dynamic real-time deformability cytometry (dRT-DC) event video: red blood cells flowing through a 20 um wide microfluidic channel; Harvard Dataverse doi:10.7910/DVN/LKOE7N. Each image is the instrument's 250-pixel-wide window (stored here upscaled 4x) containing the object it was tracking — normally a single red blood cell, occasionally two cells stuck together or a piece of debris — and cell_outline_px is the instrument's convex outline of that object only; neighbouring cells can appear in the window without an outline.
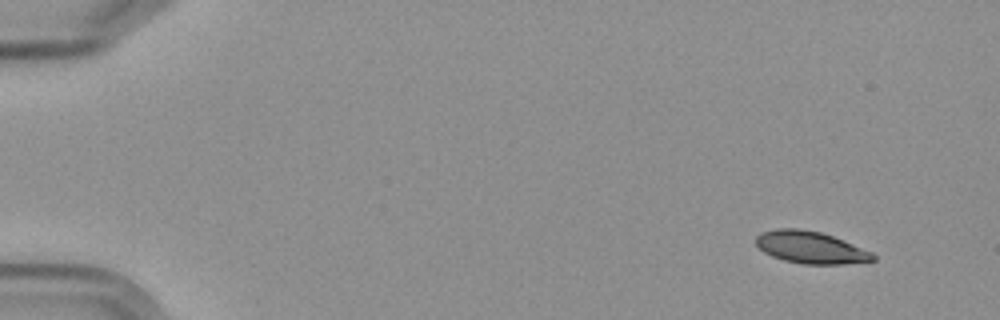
{"species": "Egyptian fruit bat (a non-hibernating species)", "species_latin": "Rousettus aegyptiacus", "temperature_condition": "cold", "stored_images_in_passage": 5, "camera_frame_rate_fps": 3000, "um_per_image_px": 0.085, "frame": {"image": 1, "passage_image": 1, "time_ms": 0.0, "image_size_px": [1000, 320], "cell_outline_px": [[876, 260], [844, 264], [804, 264], [784, 260], [772, 256], [764, 252], [756, 244], [756, 236], [760, 232], [776, 228], [796, 228], [820, 232], [844, 240], [872, 252], [876, 256]], "centroid_in_image_um": [68.9, 21.02], "position_along_channel_um": 16.1, "area_um2": 21.91}}
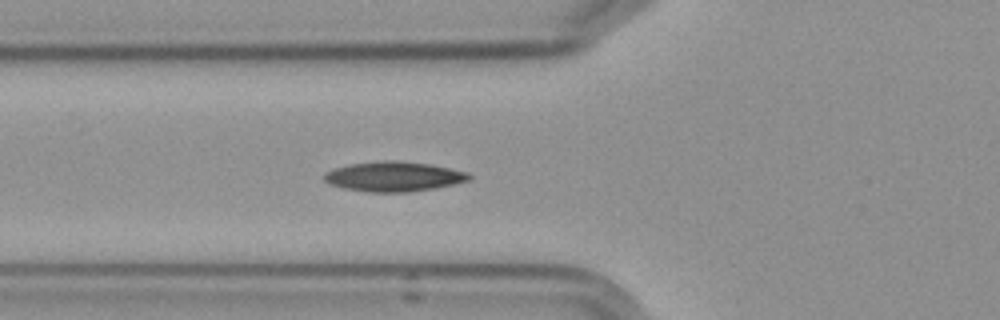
{"frame": {"image": 2, "passage_image": 5, "time_ms": 5.667, "image_size_px": [1000, 320], "cell_outline_px": [[472, 176], [468, 180], [452, 184], [432, 188], [408, 192], [368, 192], [344, 188], [328, 184], [324, 180], [324, 172], [348, 164], [380, 160], [396, 160], [428, 164], [468, 172]], "centroid_in_image_um": [33.41, 15.0], "position_along_channel_um": 92.4, "area_um2": 25.09}}